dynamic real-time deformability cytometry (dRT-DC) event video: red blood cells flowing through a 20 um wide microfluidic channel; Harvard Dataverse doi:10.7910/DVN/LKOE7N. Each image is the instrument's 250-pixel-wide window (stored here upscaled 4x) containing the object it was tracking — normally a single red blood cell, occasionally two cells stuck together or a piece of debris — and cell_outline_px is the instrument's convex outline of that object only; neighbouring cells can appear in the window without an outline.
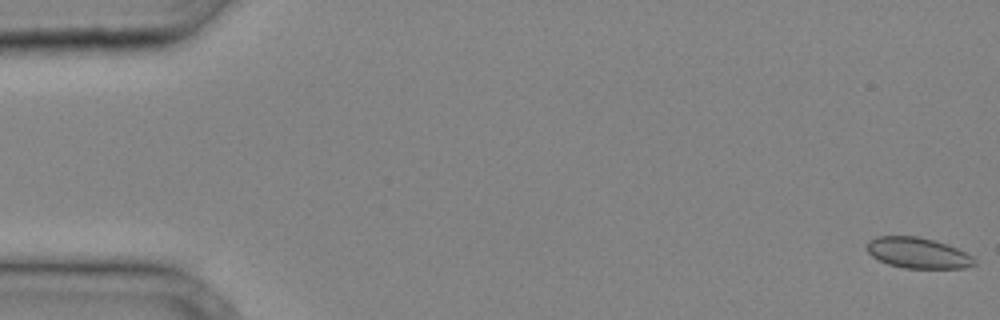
{"species": "common noctule bat (a hibernating species)", "species_latin": "Nyctalus noctula", "temperature_condition": "cold", "stored_images_in_passage": 38, "camera_frame_rate_fps": 3000, "um_per_image_px": 0.085, "animal": {"sex": "male", "body_mass_g": 20.4}, "frame": {"image": 1, "passage_image": 1, "time_ms": 0.0, "image_size_px": [1000, 320], "cell_outline_px": [[976, 264], [968, 268], [904, 268], [888, 264], [872, 256], [868, 252], [868, 240], [876, 236], [920, 236], [936, 240], [956, 248], [972, 256], [976, 260]], "centroid_in_image_um": [78.04, 21.49], "position_along_channel_um": 7.0, "area_um2": 19.31}}
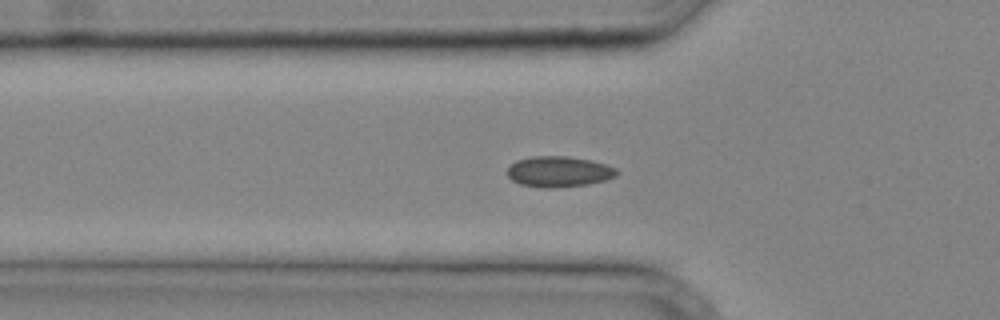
{"frame": {"image": 2, "passage_image": 13, "time_ms": 4.0, "image_size_px": [1000, 320], "cell_outline_px": [[620, 172], [616, 176], [604, 180], [588, 184], [552, 188], [544, 188], [520, 184], [512, 180], [508, 176], [508, 168], [516, 160], [532, 156], [568, 156], [592, 160], [616, 168]], "centroid_in_image_um": [47.51, 14.58], "position_along_channel_um": 78.3, "area_um2": 19.59}}
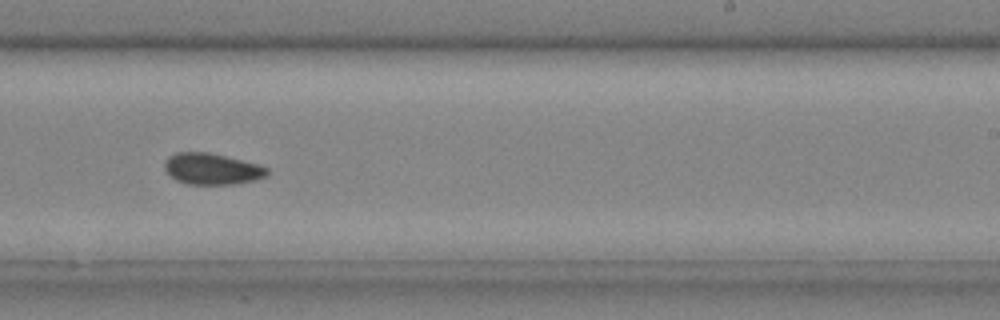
{"frame": {"image": 3, "passage_image": 24, "time_ms": 7.667, "image_size_px": [1000, 320], "cell_outline_px": [[268, 172], [264, 176], [252, 180], [236, 184], [188, 184], [176, 180], [164, 168], [164, 160], [168, 156], [176, 152], [208, 152], [256, 164], [268, 168]], "centroid_in_image_um": [17.95, 14.35], "position_along_channel_um": 271.1, "area_um2": 18.38}}